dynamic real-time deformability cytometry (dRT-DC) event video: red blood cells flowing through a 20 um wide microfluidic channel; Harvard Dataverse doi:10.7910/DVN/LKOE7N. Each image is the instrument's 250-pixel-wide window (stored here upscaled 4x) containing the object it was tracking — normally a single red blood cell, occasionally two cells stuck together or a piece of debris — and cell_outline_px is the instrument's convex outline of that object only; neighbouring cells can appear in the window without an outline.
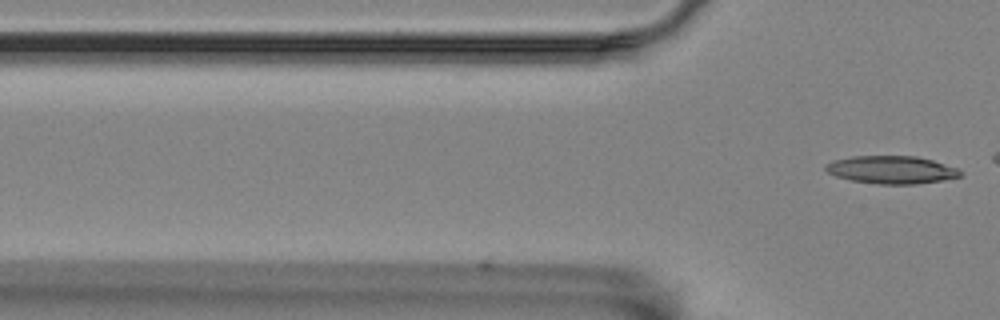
{"species": "Egyptian fruit bat (a non-hibernating species)", "species_latin": "Rousettus aegyptiacus", "temperature_condition": "room temperature", "stored_images_in_passage": 2, "camera_frame_rate_fps": 3000, "um_per_image_px": 0.085, "animal": {"sex": "female"}, "frame": {"image": 1, "passage_image": 2, "time_ms": 0.333, "image_size_px": [1000, 320], "cell_outline_px": [[960, 176], [940, 180], [916, 184], [876, 184], [852, 180], [836, 176], [828, 172], [824, 168], [824, 164], [832, 160], [852, 156], [916, 156], [932, 160], [956, 168], [960, 172]], "centroid_in_image_um": [75.7, 14.42], "position_along_channel_um": 50.1, "area_um2": 21.62}}